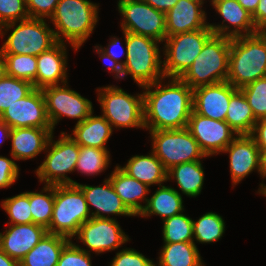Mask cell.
<instances>
[{
  "label": "cell",
  "mask_w": 266,
  "mask_h": 266,
  "mask_svg": "<svg viewBox=\"0 0 266 266\" xmlns=\"http://www.w3.org/2000/svg\"><path fill=\"white\" fill-rule=\"evenodd\" d=\"M160 79L141 87L144 126L149 131L187 128L193 110V89L180 78Z\"/></svg>",
  "instance_id": "obj_1"
},
{
  "label": "cell",
  "mask_w": 266,
  "mask_h": 266,
  "mask_svg": "<svg viewBox=\"0 0 266 266\" xmlns=\"http://www.w3.org/2000/svg\"><path fill=\"white\" fill-rule=\"evenodd\" d=\"M98 10L90 0H60L50 17L57 42L67 41L75 51L80 49L98 23Z\"/></svg>",
  "instance_id": "obj_2"
},
{
  "label": "cell",
  "mask_w": 266,
  "mask_h": 266,
  "mask_svg": "<svg viewBox=\"0 0 266 266\" xmlns=\"http://www.w3.org/2000/svg\"><path fill=\"white\" fill-rule=\"evenodd\" d=\"M266 77V36L261 32L231 38L226 81L235 88Z\"/></svg>",
  "instance_id": "obj_3"
},
{
  "label": "cell",
  "mask_w": 266,
  "mask_h": 266,
  "mask_svg": "<svg viewBox=\"0 0 266 266\" xmlns=\"http://www.w3.org/2000/svg\"><path fill=\"white\" fill-rule=\"evenodd\" d=\"M122 33L127 48V58L124 66L113 77L124 79L127 75H131L139 87L164 79L160 42L147 36L125 31Z\"/></svg>",
  "instance_id": "obj_4"
},
{
  "label": "cell",
  "mask_w": 266,
  "mask_h": 266,
  "mask_svg": "<svg viewBox=\"0 0 266 266\" xmlns=\"http://www.w3.org/2000/svg\"><path fill=\"white\" fill-rule=\"evenodd\" d=\"M230 48V37L213 35L180 79L191 89L226 81Z\"/></svg>",
  "instance_id": "obj_5"
},
{
  "label": "cell",
  "mask_w": 266,
  "mask_h": 266,
  "mask_svg": "<svg viewBox=\"0 0 266 266\" xmlns=\"http://www.w3.org/2000/svg\"><path fill=\"white\" fill-rule=\"evenodd\" d=\"M90 218L85 195L78 185H54V209L48 233L72 240L80 226Z\"/></svg>",
  "instance_id": "obj_6"
},
{
  "label": "cell",
  "mask_w": 266,
  "mask_h": 266,
  "mask_svg": "<svg viewBox=\"0 0 266 266\" xmlns=\"http://www.w3.org/2000/svg\"><path fill=\"white\" fill-rule=\"evenodd\" d=\"M49 26L46 19L37 18L4 24L0 26V36L12 31L0 50L4 55L38 56L57 43L53 28Z\"/></svg>",
  "instance_id": "obj_7"
},
{
  "label": "cell",
  "mask_w": 266,
  "mask_h": 266,
  "mask_svg": "<svg viewBox=\"0 0 266 266\" xmlns=\"http://www.w3.org/2000/svg\"><path fill=\"white\" fill-rule=\"evenodd\" d=\"M97 89L102 116L113 128H145L143 93L131 95L115 85Z\"/></svg>",
  "instance_id": "obj_8"
},
{
  "label": "cell",
  "mask_w": 266,
  "mask_h": 266,
  "mask_svg": "<svg viewBox=\"0 0 266 266\" xmlns=\"http://www.w3.org/2000/svg\"><path fill=\"white\" fill-rule=\"evenodd\" d=\"M59 137L55 141L54 133L51 135L45 150L48 154L35 171L39 182L45 185L76 184L66 174L75 172L79 145L66 132H61Z\"/></svg>",
  "instance_id": "obj_9"
},
{
  "label": "cell",
  "mask_w": 266,
  "mask_h": 266,
  "mask_svg": "<svg viewBox=\"0 0 266 266\" xmlns=\"http://www.w3.org/2000/svg\"><path fill=\"white\" fill-rule=\"evenodd\" d=\"M214 35L210 27L179 33L165 38L163 74L165 78H180Z\"/></svg>",
  "instance_id": "obj_10"
},
{
  "label": "cell",
  "mask_w": 266,
  "mask_h": 266,
  "mask_svg": "<svg viewBox=\"0 0 266 266\" xmlns=\"http://www.w3.org/2000/svg\"><path fill=\"white\" fill-rule=\"evenodd\" d=\"M152 152L168 171L185 162L206 158L187 128L149 131Z\"/></svg>",
  "instance_id": "obj_11"
},
{
  "label": "cell",
  "mask_w": 266,
  "mask_h": 266,
  "mask_svg": "<svg viewBox=\"0 0 266 266\" xmlns=\"http://www.w3.org/2000/svg\"><path fill=\"white\" fill-rule=\"evenodd\" d=\"M117 8L122 16V31L147 36L159 42L166 38L165 13L154 9L143 0H118Z\"/></svg>",
  "instance_id": "obj_12"
},
{
  "label": "cell",
  "mask_w": 266,
  "mask_h": 266,
  "mask_svg": "<svg viewBox=\"0 0 266 266\" xmlns=\"http://www.w3.org/2000/svg\"><path fill=\"white\" fill-rule=\"evenodd\" d=\"M42 92L45 97L47 117L53 130L63 117L77 119L76 124H78L94 112L92 102L70 89L68 83L45 87Z\"/></svg>",
  "instance_id": "obj_13"
},
{
  "label": "cell",
  "mask_w": 266,
  "mask_h": 266,
  "mask_svg": "<svg viewBox=\"0 0 266 266\" xmlns=\"http://www.w3.org/2000/svg\"><path fill=\"white\" fill-rule=\"evenodd\" d=\"M75 236V239L80 240L88 248H81L77 244L80 249L89 254L93 251L98 255L114 251L130 240L113 217L111 219L92 217L80 226Z\"/></svg>",
  "instance_id": "obj_14"
},
{
  "label": "cell",
  "mask_w": 266,
  "mask_h": 266,
  "mask_svg": "<svg viewBox=\"0 0 266 266\" xmlns=\"http://www.w3.org/2000/svg\"><path fill=\"white\" fill-rule=\"evenodd\" d=\"M187 129L207 157L217 155L237 137L226 121L214 120L192 110ZM236 135V136H235Z\"/></svg>",
  "instance_id": "obj_15"
},
{
  "label": "cell",
  "mask_w": 266,
  "mask_h": 266,
  "mask_svg": "<svg viewBox=\"0 0 266 266\" xmlns=\"http://www.w3.org/2000/svg\"><path fill=\"white\" fill-rule=\"evenodd\" d=\"M0 121L10 128H52L46 113L44 94L36 88L9 106L0 115Z\"/></svg>",
  "instance_id": "obj_16"
},
{
  "label": "cell",
  "mask_w": 266,
  "mask_h": 266,
  "mask_svg": "<svg viewBox=\"0 0 266 266\" xmlns=\"http://www.w3.org/2000/svg\"><path fill=\"white\" fill-rule=\"evenodd\" d=\"M210 1L216 13L223 18L221 24L216 25L214 23H209V27L214 35L234 38L259 32L254 25L250 13L244 9L237 0ZM231 26L234 28H231Z\"/></svg>",
  "instance_id": "obj_17"
},
{
  "label": "cell",
  "mask_w": 266,
  "mask_h": 266,
  "mask_svg": "<svg viewBox=\"0 0 266 266\" xmlns=\"http://www.w3.org/2000/svg\"><path fill=\"white\" fill-rule=\"evenodd\" d=\"M227 81L193 89V110L204 117L225 121L231 96L237 91Z\"/></svg>",
  "instance_id": "obj_18"
},
{
  "label": "cell",
  "mask_w": 266,
  "mask_h": 266,
  "mask_svg": "<svg viewBox=\"0 0 266 266\" xmlns=\"http://www.w3.org/2000/svg\"><path fill=\"white\" fill-rule=\"evenodd\" d=\"M229 153L232 185H237L253 171L259 173L260 149L251 135L237 137L223 150Z\"/></svg>",
  "instance_id": "obj_19"
},
{
  "label": "cell",
  "mask_w": 266,
  "mask_h": 266,
  "mask_svg": "<svg viewBox=\"0 0 266 266\" xmlns=\"http://www.w3.org/2000/svg\"><path fill=\"white\" fill-rule=\"evenodd\" d=\"M76 185L84 193L92 217L108 219H111L110 215L135 217L115 192L109 178L104 179L102 186H91L78 182H76ZM92 207H94L95 211L91 210Z\"/></svg>",
  "instance_id": "obj_20"
},
{
  "label": "cell",
  "mask_w": 266,
  "mask_h": 266,
  "mask_svg": "<svg viewBox=\"0 0 266 266\" xmlns=\"http://www.w3.org/2000/svg\"><path fill=\"white\" fill-rule=\"evenodd\" d=\"M4 233L0 232V248L11 258L20 262L34 248L47 229L34 223L7 224Z\"/></svg>",
  "instance_id": "obj_21"
},
{
  "label": "cell",
  "mask_w": 266,
  "mask_h": 266,
  "mask_svg": "<svg viewBox=\"0 0 266 266\" xmlns=\"http://www.w3.org/2000/svg\"><path fill=\"white\" fill-rule=\"evenodd\" d=\"M205 0H179L165 14L166 37L204 29L209 26L207 13L202 8Z\"/></svg>",
  "instance_id": "obj_22"
},
{
  "label": "cell",
  "mask_w": 266,
  "mask_h": 266,
  "mask_svg": "<svg viewBox=\"0 0 266 266\" xmlns=\"http://www.w3.org/2000/svg\"><path fill=\"white\" fill-rule=\"evenodd\" d=\"M66 43L57 42L37 58L36 89L68 82ZM60 81V82H59Z\"/></svg>",
  "instance_id": "obj_23"
},
{
  "label": "cell",
  "mask_w": 266,
  "mask_h": 266,
  "mask_svg": "<svg viewBox=\"0 0 266 266\" xmlns=\"http://www.w3.org/2000/svg\"><path fill=\"white\" fill-rule=\"evenodd\" d=\"M53 132L52 128H11V158L18 161L38 156L46 150Z\"/></svg>",
  "instance_id": "obj_24"
},
{
  "label": "cell",
  "mask_w": 266,
  "mask_h": 266,
  "mask_svg": "<svg viewBox=\"0 0 266 266\" xmlns=\"http://www.w3.org/2000/svg\"><path fill=\"white\" fill-rule=\"evenodd\" d=\"M108 177L115 192L122 199L126 207L135 215L139 216L144 210L150 192L149 186L126 174L117 165ZM145 203L142 205L141 202Z\"/></svg>",
  "instance_id": "obj_25"
},
{
  "label": "cell",
  "mask_w": 266,
  "mask_h": 266,
  "mask_svg": "<svg viewBox=\"0 0 266 266\" xmlns=\"http://www.w3.org/2000/svg\"><path fill=\"white\" fill-rule=\"evenodd\" d=\"M92 112L84 121L75 124L69 136L79 145L107 149L106 143L113 134L112 125L102 116ZM73 135V136H72Z\"/></svg>",
  "instance_id": "obj_26"
},
{
  "label": "cell",
  "mask_w": 266,
  "mask_h": 266,
  "mask_svg": "<svg viewBox=\"0 0 266 266\" xmlns=\"http://www.w3.org/2000/svg\"><path fill=\"white\" fill-rule=\"evenodd\" d=\"M126 174L148 185H162L167 182V170L151 151L149 155H135L125 166H119Z\"/></svg>",
  "instance_id": "obj_27"
},
{
  "label": "cell",
  "mask_w": 266,
  "mask_h": 266,
  "mask_svg": "<svg viewBox=\"0 0 266 266\" xmlns=\"http://www.w3.org/2000/svg\"><path fill=\"white\" fill-rule=\"evenodd\" d=\"M69 241V238L47 232L19 262V266H57L62 250Z\"/></svg>",
  "instance_id": "obj_28"
},
{
  "label": "cell",
  "mask_w": 266,
  "mask_h": 266,
  "mask_svg": "<svg viewBox=\"0 0 266 266\" xmlns=\"http://www.w3.org/2000/svg\"><path fill=\"white\" fill-rule=\"evenodd\" d=\"M183 211L184 206L181 193L174 187L162 184L148 198V202L139 216L146 218L157 215L163 221L166 218L181 214Z\"/></svg>",
  "instance_id": "obj_29"
},
{
  "label": "cell",
  "mask_w": 266,
  "mask_h": 266,
  "mask_svg": "<svg viewBox=\"0 0 266 266\" xmlns=\"http://www.w3.org/2000/svg\"><path fill=\"white\" fill-rule=\"evenodd\" d=\"M204 176L201 160L185 162L167 171V181L175 180L182 194L195 198L201 194Z\"/></svg>",
  "instance_id": "obj_30"
},
{
  "label": "cell",
  "mask_w": 266,
  "mask_h": 266,
  "mask_svg": "<svg viewBox=\"0 0 266 266\" xmlns=\"http://www.w3.org/2000/svg\"><path fill=\"white\" fill-rule=\"evenodd\" d=\"M225 121L237 135H251L254 129L257 119L240 89L230 98Z\"/></svg>",
  "instance_id": "obj_31"
},
{
  "label": "cell",
  "mask_w": 266,
  "mask_h": 266,
  "mask_svg": "<svg viewBox=\"0 0 266 266\" xmlns=\"http://www.w3.org/2000/svg\"><path fill=\"white\" fill-rule=\"evenodd\" d=\"M155 266H197L202 257L195 242L164 243Z\"/></svg>",
  "instance_id": "obj_32"
},
{
  "label": "cell",
  "mask_w": 266,
  "mask_h": 266,
  "mask_svg": "<svg viewBox=\"0 0 266 266\" xmlns=\"http://www.w3.org/2000/svg\"><path fill=\"white\" fill-rule=\"evenodd\" d=\"M110 151L94 147L79 146V156L76 163L77 170L82 175H99L110 165Z\"/></svg>",
  "instance_id": "obj_33"
},
{
  "label": "cell",
  "mask_w": 266,
  "mask_h": 266,
  "mask_svg": "<svg viewBox=\"0 0 266 266\" xmlns=\"http://www.w3.org/2000/svg\"><path fill=\"white\" fill-rule=\"evenodd\" d=\"M225 233V222L219 214L207 212L197 221L193 220V236L197 243H214L223 237Z\"/></svg>",
  "instance_id": "obj_34"
},
{
  "label": "cell",
  "mask_w": 266,
  "mask_h": 266,
  "mask_svg": "<svg viewBox=\"0 0 266 266\" xmlns=\"http://www.w3.org/2000/svg\"><path fill=\"white\" fill-rule=\"evenodd\" d=\"M30 209L33 223L47 229L54 209V185H44L41 192L30 191Z\"/></svg>",
  "instance_id": "obj_35"
},
{
  "label": "cell",
  "mask_w": 266,
  "mask_h": 266,
  "mask_svg": "<svg viewBox=\"0 0 266 266\" xmlns=\"http://www.w3.org/2000/svg\"><path fill=\"white\" fill-rule=\"evenodd\" d=\"M164 243L193 242V220L184 213L163 220Z\"/></svg>",
  "instance_id": "obj_36"
},
{
  "label": "cell",
  "mask_w": 266,
  "mask_h": 266,
  "mask_svg": "<svg viewBox=\"0 0 266 266\" xmlns=\"http://www.w3.org/2000/svg\"><path fill=\"white\" fill-rule=\"evenodd\" d=\"M34 86L31 82L5 76L0 80V115L15 101L27 96Z\"/></svg>",
  "instance_id": "obj_37"
},
{
  "label": "cell",
  "mask_w": 266,
  "mask_h": 266,
  "mask_svg": "<svg viewBox=\"0 0 266 266\" xmlns=\"http://www.w3.org/2000/svg\"><path fill=\"white\" fill-rule=\"evenodd\" d=\"M7 76L29 81L36 88L37 58L31 55H4Z\"/></svg>",
  "instance_id": "obj_38"
},
{
  "label": "cell",
  "mask_w": 266,
  "mask_h": 266,
  "mask_svg": "<svg viewBox=\"0 0 266 266\" xmlns=\"http://www.w3.org/2000/svg\"><path fill=\"white\" fill-rule=\"evenodd\" d=\"M1 207L9 216L7 224L33 223L29 191L2 200Z\"/></svg>",
  "instance_id": "obj_39"
},
{
  "label": "cell",
  "mask_w": 266,
  "mask_h": 266,
  "mask_svg": "<svg viewBox=\"0 0 266 266\" xmlns=\"http://www.w3.org/2000/svg\"><path fill=\"white\" fill-rule=\"evenodd\" d=\"M240 90L245 95L257 120L266 118V77L257 79Z\"/></svg>",
  "instance_id": "obj_40"
},
{
  "label": "cell",
  "mask_w": 266,
  "mask_h": 266,
  "mask_svg": "<svg viewBox=\"0 0 266 266\" xmlns=\"http://www.w3.org/2000/svg\"><path fill=\"white\" fill-rule=\"evenodd\" d=\"M109 40V44L106 48L101 45H96L94 48L96 49L95 52L99 54V58L109 62V64H107L108 70L110 73H114L115 75L125 64L127 58V48L124 50V47L120 45L122 43H120L119 38L116 36H113ZM123 55H125V60L121 59Z\"/></svg>",
  "instance_id": "obj_41"
},
{
  "label": "cell",
  "mask_w": 266,
  "mask_h": 266,
  "mask_svg": "<svg viewBox=\"0 0 266 266\" xmlns=\"http://www.w3.org/2000/svg\"><path fill=\"white\" fill-rule=\"evenodd\" d=\"M28 18L26 0H0V26Z\"/></svg>",
  "instance_id": "obj_42"
},
{
  "label": "cell",
  "mask_w": 266,
  "mask_h": 266,
  "mask_svg": "<svg viewBox=\"0 0 266 266\" xmlns=\"http://www.w3.org/2000/svg\"><path fill=\"white\" fill-rule=\"evenodd\" d=\"M91 254L70 240L63 248L57 266H92Z\"/></svg>",
  "instance_id": "obj_43"
},
{
  "label": "cell",
  "mask_w": 266,
  "mask_h": 266,
  "mask_svg": "<svg viewBox=\"0 0 266 266\" xmlns=\"http://www.w3.org/2000/svg\"><path fill=\"white\" fill-rule=\"evenodd\" d=\"M110 266H155V263L133 248H123L116 253Z\"/></svg>",
  "instance_id": "obj_44"
},
{
  "label": "cell",
  "mask_w": 266,
  "mask_h": 266,
  "mask_svg": "<svg viewBox=\"0 0 266 266\" xmlns=\"http://www.w3.org/2000/svg\"><path fill=\"white\" fill-rule=\"evenodd\" d=\"M60 0H26L29 18L50 19Z\"/></svg>",
  "instance_id": "obj_45"
},
{
  "label": "cell",
  "mask_w": 266,
  "mask_h": 266,
  "mask_svg": "<svg viewBox=\"0 0 266 266\" xmlns=\"http://www.w3.org/2000/svg\"><path fill=\"white\" fill-rule=\"evenodd\" d=\"M12 159L0 155V189L10 187L19 177L18 164Z\"/></svg>",
  "instance_id": "obj_46"
},
{
  "label": "cell",
  "mask_w": 266,
  "mask_h": 266,
  "mask_svg": "<svg viewBox=\"0 0 266 266\" xmlns=\"http://www.w3.org/2000/svg\"><path fill=\"white\" fill-rule=\"evenodd\" d=\"M251 136L260 150L266 149V118L257 120Z\"/></svg>",
  "instance_id": "obj_47"
},
{
  "label": "cell",
  "mask_w": 266,
  "mask_h": 266,
  "mask_svg": "<svg viewBox=\"0 0 266 266\" xmlns=\"http://www.w3.org/2000/svg\"><path fill=\"white\" fill-rule=\"evenodd\" d=\"M252 19L258 31L266 30V0H260Z\"/></svg>",
  "instance_id": "obj_48"
},
{
  "label": "cell",
  "mask_w": 266,
  "mask_h": 266,
  "mask_svg": "<svg viewBox=\"0 0 266 266\" xmlns=\"http://www.w3.org/2000/svg\"><path fill=\"white\" fill-rule=\"evenodd\" d=\"M160 12L167 13L179 0H143Z\"/></svg>",
  "instance_id": "obj_49"
},
{
  "label": "cell",
  "mask_w": 266,
  "mask_h": 266,
  "mask_svg": "<svg viewBox=\"0 0 266 266\" xmlns=\"http://www.w3.org/2000/svg\"><path fill=\"white\" fill-rule=\"evenodd\" d=\"M237 2L252 16L255 13L260 0H237Z\"/></svg>",
  "instance_id": "obj_50"
},
{
  "label": "cell",
  "mask_w": 266,
  "mask_h": 266,
  "mask_svg": "<svg viewBox=\"0 0 266 266\" xmlns=\"http://www.w3.org/2000/svg\"><path fill=\"white\" fill-rule=\"evenodd\" d=\"M0 266H19V262L15 259L9 257L1 248H0Z\"/></svg>",
  "instance_id": "obj_51"
},
{
  "label": "cell",
  "mask_w": 266,
  "mask_h": 266,
  "mask_svg": "<svg viewBox=\"0 0 266 266\" xmlns=\"http://www.w3.org/2000/svg\"><path fill=\"white\" fill-rule=\"evenodd\" d=\"M11 128L5 123L0 121V145L5 142L6 139H10Z\"/></svg>",
  "instance_id": "obj_52"
},
{
  "label": "cell",
  "mask_w": 266,
  "mask_h": 266,
  "mask_svg": "<svg viewBox=\"0 0 266 266\" xmlns=\"http://www.w3.org/2000/svg\"><path fill=\"white\" fill-rule=\"evenodd\" d=\"M259 174L262 178H266V149L260 150V157H259Z\"/></svg>",
  "instance_id": "obj_53"
},
{
  "label": "cell",
  "mask_w": 266,
  "mask_h": 266,
  "mask_svg": "<svg viewBox=\"0 0 266 266\" xmlns=\"http://www.w3.org/2000/svg\"><path fill=\"white\" fill-rule=\"evenodd\" d=\"M7 75L6 59L2 51L0 50V80Z\"/></svg>",
  "instance_id": "obj_54"
},
{
  "label": "cell",
  "mask_w": 266,
  "mask_h": 266,
  "mask_svg": "<svg viewBox=\"0 0 266 266\" xmlns=\"http://www.w3.org/2000/svg\"><path fill=\"white\" fill-rule=\"evenodd\" d=\"M259 186H260V187H259V189H258V193H259L260 195L266 196V184H264V183H260Z\"/></svg>",
  "instance_id": "obj_55"
},
{
  "label": "cell",
  "mask_w": 266,
  "mask_h": 266,
  "mask_svg": "<svg viewBox=\"0 0 266 266\" xmlns=\"http://www.w3.org/2000/svg\"><path fill=\"white\" fill-rule=\"evenodd\" d=\"M197 266H205L204 262L202 261L201 263H199Z\"/></svg>",
  "instance_id": "obj_56"
},
{
  "label": "cell",
  "mask_w": 266,
  "mask_h": 266,
  "mask_svg": "<svg viewBox=\"0 0 266 266\" xmlns=\"http://www.w3.org/2000/svg\"><path fill=\"white\" fill-rule=\"evenodd\" d=\"M265 36H266V30L265 31H261Z\"/></svg>",
  "instance_id": "obj_57"
}]
</instances>
